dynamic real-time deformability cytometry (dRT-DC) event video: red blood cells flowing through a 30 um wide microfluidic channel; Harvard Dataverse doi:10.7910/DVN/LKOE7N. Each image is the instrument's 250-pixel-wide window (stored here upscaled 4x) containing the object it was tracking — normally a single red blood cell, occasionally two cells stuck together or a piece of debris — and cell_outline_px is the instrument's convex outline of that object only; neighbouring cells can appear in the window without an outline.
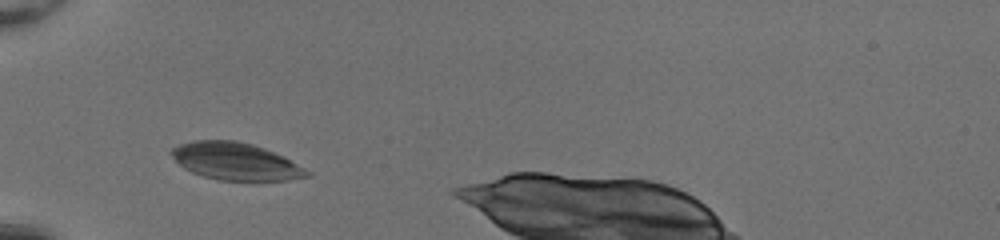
{"species": "common noctule bat (a hibernating species)", "species_latin": "Nyctalus noctula", "temperature_condition": "room temperature", "stored_images_in_passage": 33, "camera_frame_rate_fps": 3000, "um_per_image_px": 0.085, "animal": {"sex": "female", "body_mass_g": 20.0, "forearm_length_mm": 54.0}, "frame": {"image": 1, "passage_image": 3, "time_ms": 0.667, "image_size_px": [1000, 240], "cell_outline_px": [[312, 176], [288, 180], [216, 180], [192, 172], [184, 168], [168, 152], [172, 148], [180, 144], [192, 140], [236, 140], [252, 144], [264, 148], [284, 156], [312, 172]], "centroid_in_image_um": [20.05, 13.71], "position_along_channel_um": 65.0, "area_um2": 29.54}}
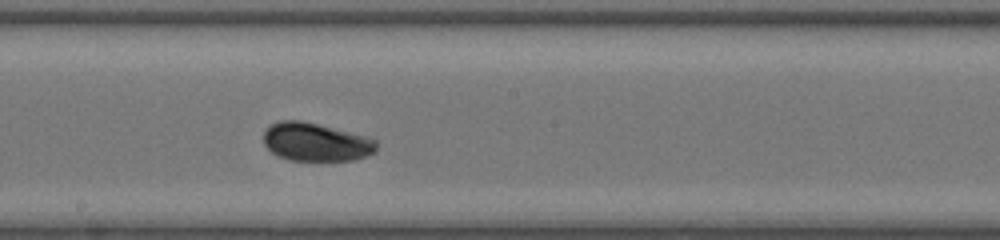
{"frame": {"image": 2, "passage_image": 15, "time_ms": 4.667, "image_size_px": [1000, 240], "cell_outline_px": [[376, 152], [356, 160], [288, 160], [276, 156], [264, 144], [264, 132], [272, 124], [280, 120], [300, 120], [364, 136], [376, 140]], "centroid_in_image_um": [26.83, 12.09], "position_along_channel_um": 221.4, "area_um2": 24.91}}
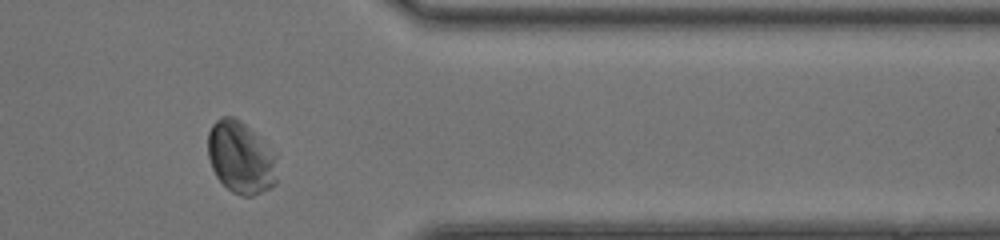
{"frame": {"image": 3, "passage_image": 28, "time_ms": 9.0, "image_size_px": [1000, 240], "cell_outline_px": [[276, 184], [252, 196], [240, 196], [232, 192], [216, 176], [212, 168], [208, 156], [208, 132], [212, 124], [220, 116], [232, 116], [240, 120], [276, 156]], "centroid_in_image_um": [20.42, 13.4], "position_along_channel_um": 391.0, "area_um2": 28.67}}